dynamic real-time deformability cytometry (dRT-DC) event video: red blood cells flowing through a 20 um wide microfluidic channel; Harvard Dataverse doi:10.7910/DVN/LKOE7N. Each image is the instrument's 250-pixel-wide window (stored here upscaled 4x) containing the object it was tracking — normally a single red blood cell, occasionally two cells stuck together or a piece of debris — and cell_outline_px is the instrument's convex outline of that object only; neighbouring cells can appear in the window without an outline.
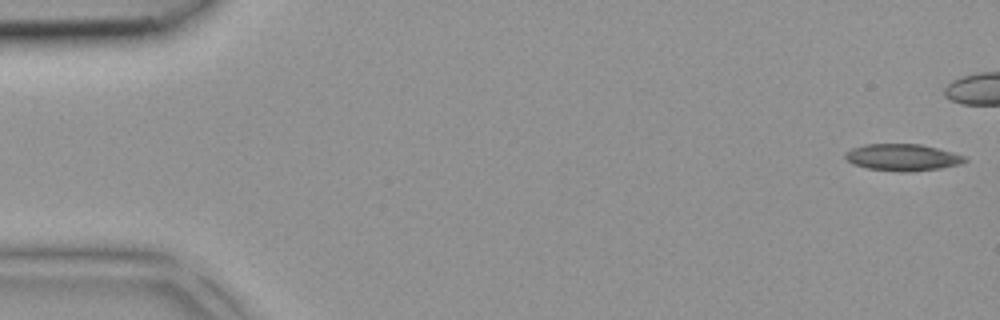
{"species": "common noctule bat (a hibernating species)", "species_latin": "Nyctalus noctula", "temperature_condition": "room temperature", "stored_images_in_passage": 35, "camera_frame_rate_fps": 3000, "um_per_image_px": 0.085, "animal": {"sex": "female", "body_mass_g": 18.4}, "frame": {"image": 1, "passage_image": 1, "time_ms": 0.0, "image_size_px": [1000, 320], "cell_outline_px": [[968, 160], [960, 164], [940, 168], [908, 172], [900, 172], [868, 168], [852, 164], [844, 160], [844, 152], [852, 148], [864, 144], [920, 144], [952, 152], [964, 156]], "centroid_in_image_um": [76.65, 13.38], "position_along_channel_um": 8.3, "area_um2": 18.73}}
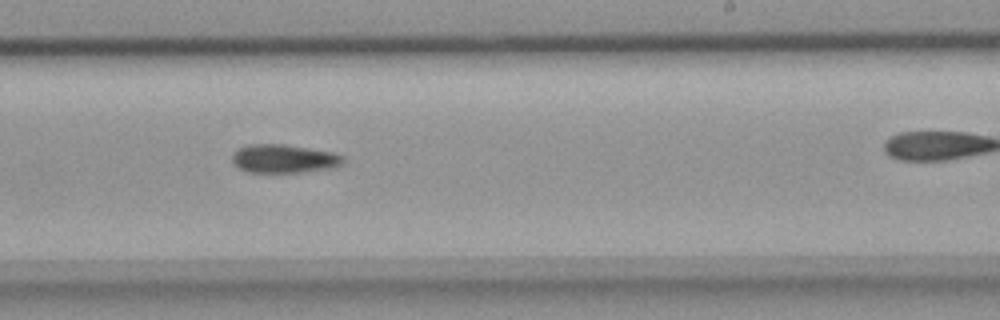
{"frame": {"image": 2, "passage_image": 26, "time_ms": 8.333, "image_size_px": [1000, 320], "cell_outline_px": [[344, 160], [336, 168], [300, 172], [248, 172], [240, 168], [232, 160], [232, 156], [240, 148], [248, 144], [284, 144], [336, 152], [344, 156]], "centroid_in_image_um": [24.2, 13.48], "position_along_channel_um": 264.8, "area_um2": 18.44}}
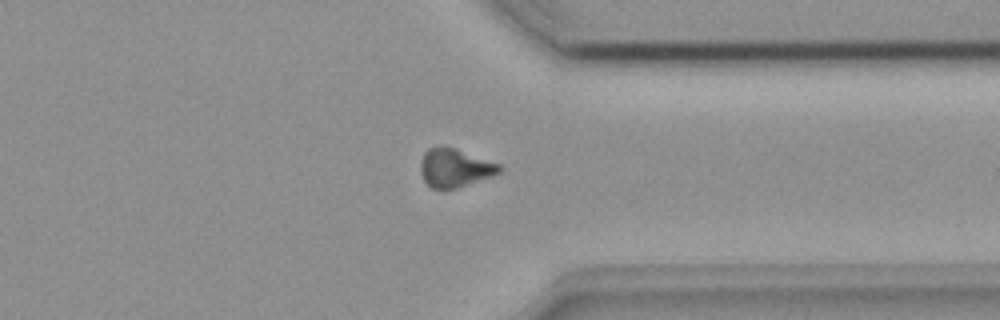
{"frame": {"image": 3, "passage_image": 33, "time_ms": 10.667, "image_size_px": [1000, 320], "cell_outline_px": [[504, 172], [444, 192], [432, 188], [424, 180], [420, 172], [420, 160], [424, 152], [428, 148], [456, 148], [500, 164], [504, 168]], "centroid_in_image_um": [38.68, 14.31], "position_along_channel_um": 372.7, "area_um2": 17.92}}